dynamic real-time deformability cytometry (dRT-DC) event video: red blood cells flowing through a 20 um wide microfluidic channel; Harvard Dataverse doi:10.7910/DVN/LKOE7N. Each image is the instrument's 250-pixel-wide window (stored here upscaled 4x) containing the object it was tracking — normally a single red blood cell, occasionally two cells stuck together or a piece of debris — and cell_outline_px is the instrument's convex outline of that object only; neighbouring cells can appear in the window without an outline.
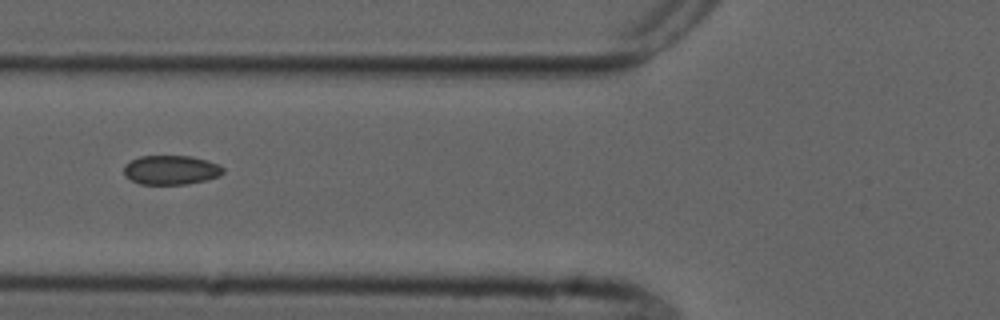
{"species": "common noctule bat (a hibernating species)", "species_latin": "Nyctalus noctula", "temperature_condition": "cold", "stored_images_in_passage": 4, "camera_frame_rate_fps": 3000, "um_per_image_px": 0.085, "animal": {"sex": "male", "forearm_length_mm": 52.5}, "frame": {"image": 1, "passage_image": 2, "time_ms": 1.0, "image_size_px": [1000, 320], "cell_outline_px": [[224, 172], [220, 176], [188, 184], [140, 184], [124, 176], [124, 164], [140, 156], [192, 156], [216, 164], [224, 168]], "centroid_in_image_um": [14.51, 14.45], "position_along_channel_um": 111.3, "area_um2": 16.82}}
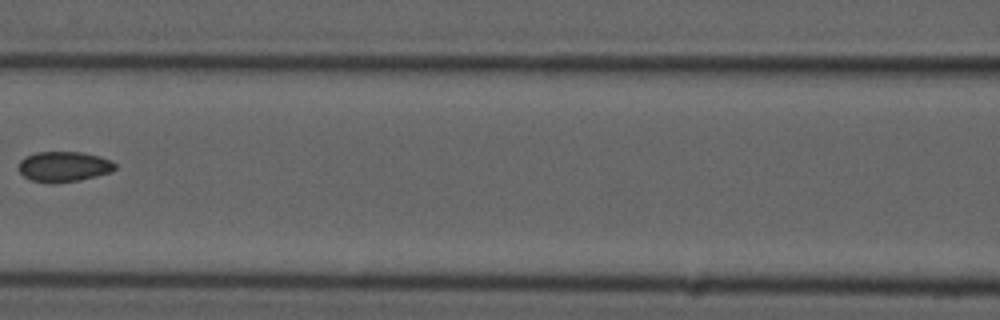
{"frame": {"image": 2, "passage_image": 3, "time_ms": 2.333, "image_size_px": [1000, 320], "cell_outline_px": [[116, 168], [108, 172], [96, 176], [80, 180], [32, 180], [24, 176], [20, 172], [20, 160], [24, 156], [36, 152], [80, 152], [100, 156], [112, 160], [116, 164]], "centroid_in_image_um": [5.46, 14.1], "position_along_channel_um": 161.1, "area_um2": 16.36}}
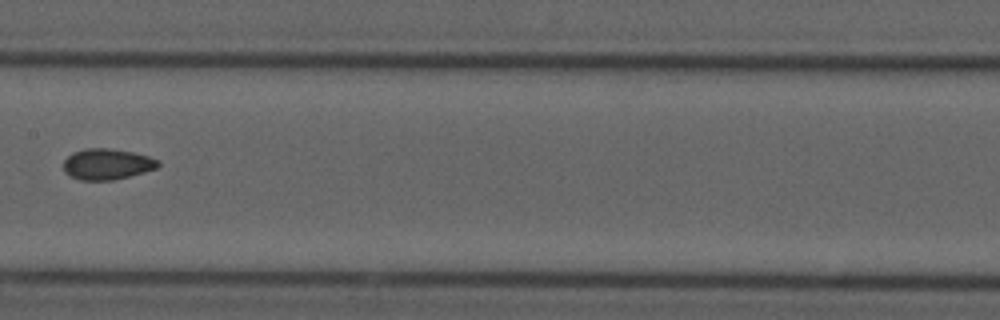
{"frame": {"image": 3, "passage_image": 4, "time_ms": 3.333, "image_size_px": [1000, 320], "cell_outline_px": [[160, 164], [156, 168], [144, 172], [112, 180], [80, 180], [64, 172], [64, 160], [72, 152], [84, 148], [108, 148], [132, 152], [148, 156], [160, 160]], "centroid_in_image_um": [9.09, 13.94], "position_along_channel_um": 198.3, "area_um2": 16.99}}